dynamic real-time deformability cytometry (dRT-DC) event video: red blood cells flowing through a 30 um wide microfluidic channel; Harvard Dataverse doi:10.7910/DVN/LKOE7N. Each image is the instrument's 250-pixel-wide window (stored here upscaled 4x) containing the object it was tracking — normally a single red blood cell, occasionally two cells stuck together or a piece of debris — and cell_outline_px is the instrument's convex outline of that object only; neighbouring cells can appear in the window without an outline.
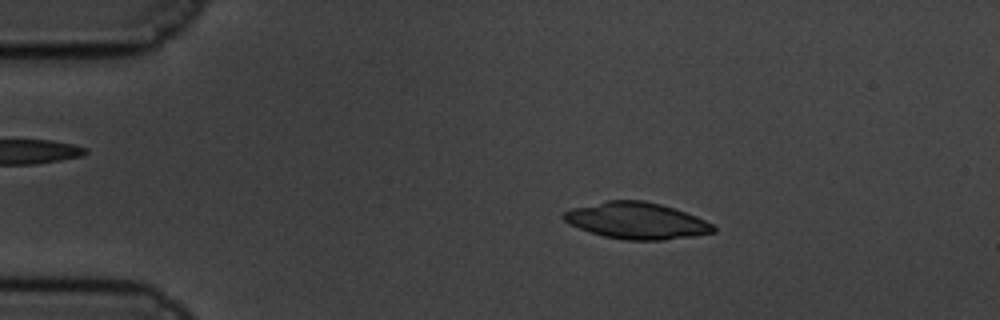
{"species": "common noctule bat (a hibernating species)", "species_latin": "Nyctalus noctula", "temperature_condition": "cold", "stored_images_in_passage": 58, "camera_frame_rate_fps": 3000, "um_per_image_px": 0.085, "animal": {"sex": "male", "body_mass_g": 19.5, "forearm_length_mm": 54.6}, "frame": {"image": 1, "passage_image": 10, "time_ms": 3.0, "image_size_px": [1000, 320], "cell_outline_px": [[716, 232], [692, 236], [664, 240], [624, 240], [604, 236], [580, 228], [564, 220], [560, 216], [564, 212], [572, 208], [604, 200], [644, 200], [660, 204], [696, 216], [712, 224], [716, 228]], "centroid_in_image_um": [54.1, 18.75], "position_along_channel_um": 30.9, "area_um2": 31.67}}